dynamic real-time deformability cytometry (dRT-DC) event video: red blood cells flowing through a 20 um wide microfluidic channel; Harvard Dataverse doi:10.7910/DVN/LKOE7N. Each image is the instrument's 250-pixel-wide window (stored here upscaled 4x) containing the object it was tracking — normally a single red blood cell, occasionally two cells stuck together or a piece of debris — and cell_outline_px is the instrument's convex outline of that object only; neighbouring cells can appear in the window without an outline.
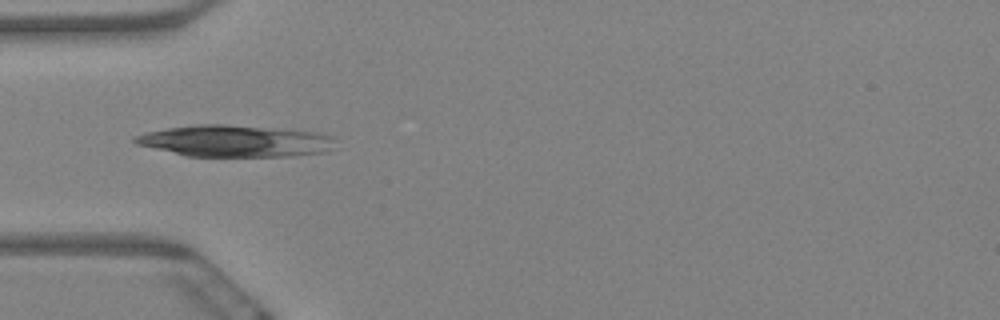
{"species": "Egyptian fruit bat (a non-hibernating species)", "species_latin": "Rousettus aegyptiacus", "temperature_condition": "warm", "stored_images_in_passage": 8, "camera_frame_rate_fps": 3000, "um_per_image_px": 0.085, "animal": {"sex": "female"}, "frame": {"image": 1, "passage_image": 6, "time_ms": 1.667, "image_size_px": [1000, 320], "cell_outline_px": [[336, 136], [332, 148], [324, 152], [288, 156], [188, 156], [136, 144], [132, 140], [132, 136], [144, 132], [192, 124], [224, 124], [320, 132]], "centroid_in_image_um": [19.97, 11.97], "position_along_channel_um": 65.0, "area_um2": 37.05}}
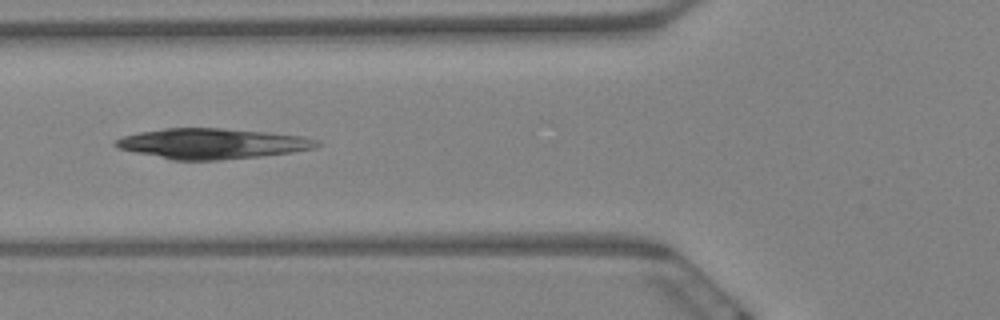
{"frame": {"image": 2, "passage_image": 7, "time_ms": 2.0, "image_size_px": [1000, 320], "cell_outline_px": [[320, 144], [316, 148], [292, 152], [260, 156], [220, 160], [172, 160], [116, 148], [112, 144], [116, 140], [124, 136], [140, 132], [164, 128], [220, 128], [268, 132], [304, 136], [320, 140]], "centroid_in_image_um": [18.05, 12.2], "position_along_channel_um": 107.7, "area_um2": 35.72}}
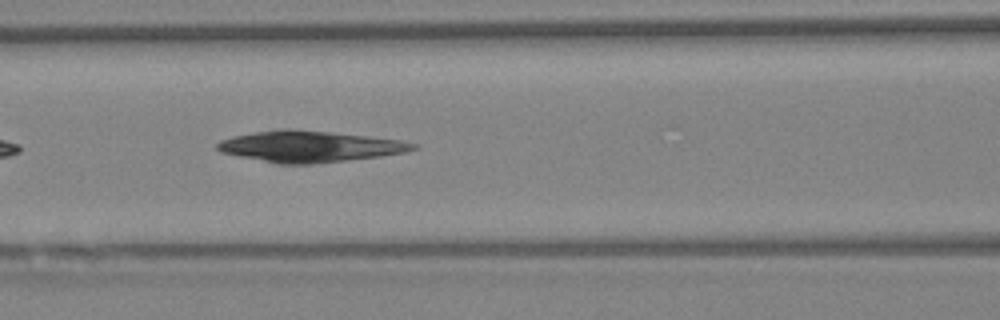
{"frame": {"image": 3, "passage_image": 8, "time_ms": 2.333, "image_size_px": [1000, 320], "cell_outline_px": [[416, 148], [404, 152], [380, 156], [312, 164], [276, 164], [220, 152], [216, 148], [216, 144], [220, 140], [232, 136], [276, 128], [296, 128], [368, 136], [400, 140], [416, 144]], "centroid_in_image_um": [26.24, 12.43], "position_along_channel_um": 140.4, "area_um2": 35.72}}